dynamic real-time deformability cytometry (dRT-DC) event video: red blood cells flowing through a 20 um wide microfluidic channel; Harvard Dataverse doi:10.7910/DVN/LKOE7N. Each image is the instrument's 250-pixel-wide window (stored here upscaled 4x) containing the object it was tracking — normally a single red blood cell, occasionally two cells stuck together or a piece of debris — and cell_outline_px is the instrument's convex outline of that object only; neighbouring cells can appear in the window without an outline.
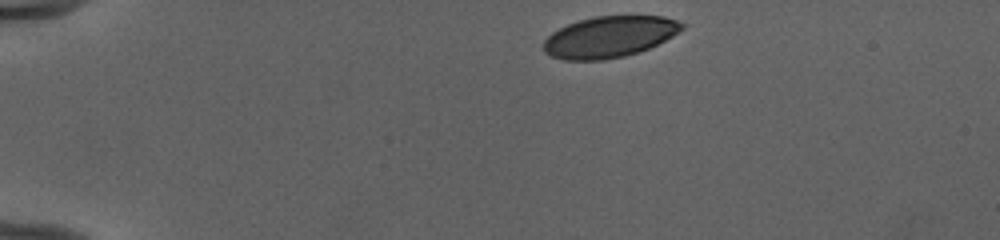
{"species": "human", "species_latin": "Homo sapiens", "temperature_condition": "cold", "stored_images_in_passage": 39, "camera_frame_rate_fps": 3000, "um_per_image_px": 0.085, "donor": {"sex": "female"}, "frame": {"image": 1, "passage_image": 1, "time_ms": 0.0, "image_size_px": [1000, 240], "cell_outline_px": [[684, 28], [672, 36], [648, 48], [624, 56], [604, 60], [564, 60], [552, 56], [544, 52], [544, 40], [552, 32], [568, 24], [580, 20], [596, 16], [664, 16], [676, 20], [684, 24]], "centroid_in_image_um": [51.78, 3.13], "position_along_channel_um": 33.2, "area_um2": 32.95}}
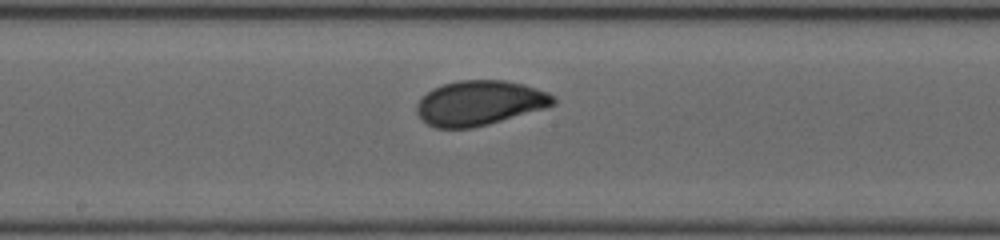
{"frame": {"image": 2, "passage_image": 20, "time_ms": 6.333, "image_size_px": [1000, 240], "cell_outline_px": [[556, 104], [544, 108], [488, 124], [472, 128], [436, 128], [428, 124], [416, 112], [416, 104], [432, 88], [444, 84], [460, 80], [504, 80], [524, 84], [548, 92], [556, 96]], "centroid_in_image_um": [40.79, 8.75], "position_along_channel_um": 207.4, "area_um2": 35.49}}
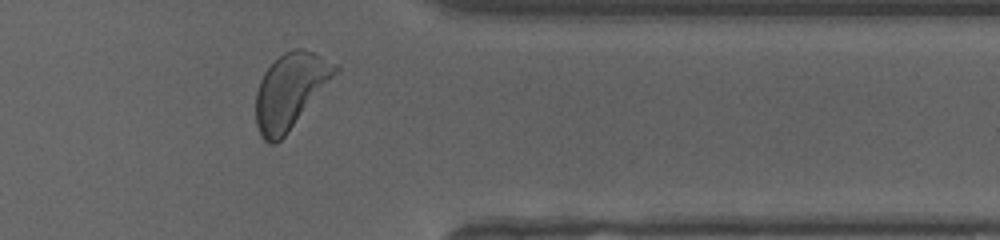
{"frame": {"image": 3, "passage_image": 34, "time_ms": 11.0, "image_size_px": [1000, 240], "cell_outline_px": [[340, 72], [288, 132], [276, 144], [268, 144], [260, 136], [256, 124], [256, 92], [260, 80], [264, 72], [284, 52], [292, 48], [304, 48], [336, 64], [340, 68]], "centroid_in_image_um": [24.69, 7.73], "position_along_channel_um": 386.7, "area_um2": 34.91}, "authors_computed_cell_mechanics": {"area_um2": 34.9112, "velocity_mm_per_s": 3.9663, "shape_relaxation_time_tau1_ms": 2.5081, "shape_relaxation_time_tau2_ms": 1.3673, "deformation_change_tau1": 0.1104, "deformation_change_tau2": 0.0562}}